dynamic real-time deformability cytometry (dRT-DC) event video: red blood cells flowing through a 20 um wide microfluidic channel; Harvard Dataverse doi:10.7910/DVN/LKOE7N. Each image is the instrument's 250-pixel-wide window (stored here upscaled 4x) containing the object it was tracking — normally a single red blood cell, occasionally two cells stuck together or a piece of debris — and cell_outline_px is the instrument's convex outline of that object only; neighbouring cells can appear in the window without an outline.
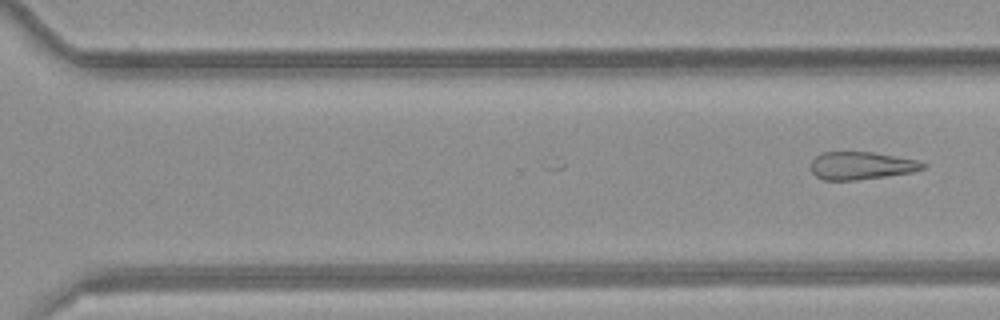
{"species": "common noctule bat (a hibernating species)", "species_latin": "Nyctalus noctula", "temperature_condition": "room temperature", "stored_images_in_passage": 18, "camera_frame_rate_fps": 3000, "um_per_image_px": 0.085, "animal": {"sex": "female", "body_mass_g": 21.9}, "frame": {"image": 1, "passage_image": 18, "time_ms": 5.667, "image_size_px": [1000, 320], "cell_outline_px": [[928, 164], [924, 168], [912, 172], [856, 180], [824, 180], [816, 176], [812, 172], [812, 160], [816, 156], [824, 152], [872, 152], [916, 160]], "centroid_in_image_um": [73.21, 14.08], "position_along_channel_um": 297.4, "area_um2": 17.86}}